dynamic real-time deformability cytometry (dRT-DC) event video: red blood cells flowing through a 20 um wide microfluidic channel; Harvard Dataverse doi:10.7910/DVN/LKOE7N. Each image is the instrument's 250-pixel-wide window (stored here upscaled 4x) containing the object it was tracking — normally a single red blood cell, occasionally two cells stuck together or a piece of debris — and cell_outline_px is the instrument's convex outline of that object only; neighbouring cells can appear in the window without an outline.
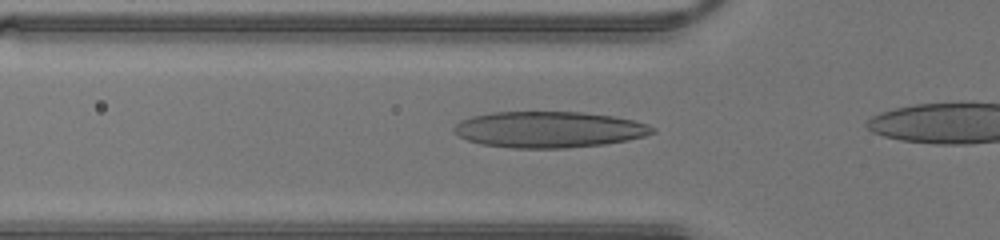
{"species": "human", "species_latin": "Homo sapiens", "temperature_condition": "warm", "stored_images_in_passage": 4, "camera_frame_rate_fps": 3000, "um_per_image_px": 0.085, "donor": {"sex": "male"}, "frame": {"image": 1, "passage_image": 2, "time_ms": 0.333, "image_size_px": [1000, 240], "cell_outline_px": [[656, 132], [644, 136], [628, 140], [604, 144], [564, 148], [512, 148], [480, 144], [468, 140], [452, 132], [452, 128], [460, 120], [472, 116], [492, 112], [584, 112], [612, 116], [636, 120], [648, 124], [656, 128]], "centroid_in_image_um": [46.67, 11.01], "position_along_channel_um": 79.1, "area_um2": 42.08}}